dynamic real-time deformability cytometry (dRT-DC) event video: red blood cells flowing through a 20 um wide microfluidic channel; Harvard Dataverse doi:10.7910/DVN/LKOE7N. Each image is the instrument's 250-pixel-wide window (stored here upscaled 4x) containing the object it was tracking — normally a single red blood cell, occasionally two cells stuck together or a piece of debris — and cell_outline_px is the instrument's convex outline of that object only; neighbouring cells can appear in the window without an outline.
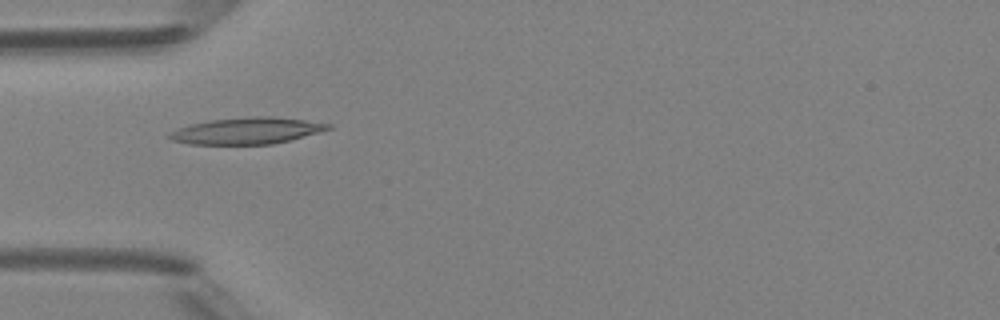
{"species": "Egyptian fruit bat (a non-hibernating species)", "species_latin": "Rousettus aegyptiacus", "temperature_condition": "room temperature", "stored_images_in_passage": 2, "camera_frame_rate_fps": 3000, "um_per_image_px": 0.085, "animal": {"sex": "female"}, "frame": {"image": 1, "passage_image": 2, "time_ms": 1.0, "image_size_px": [1000, 320], "cell_outline_px": [[332, 128], [288, 140], [272, 144], [188, 144], [172, 140], [168, 136], [168, 132], [192, 124], [212, 120], [252, 116], [268, 116], [304, 120], [332, 124]], "centroid_in_image_um": [20.96, 11.11], "position_along_channel_um": 64.0, "area_um2": 24.1}}